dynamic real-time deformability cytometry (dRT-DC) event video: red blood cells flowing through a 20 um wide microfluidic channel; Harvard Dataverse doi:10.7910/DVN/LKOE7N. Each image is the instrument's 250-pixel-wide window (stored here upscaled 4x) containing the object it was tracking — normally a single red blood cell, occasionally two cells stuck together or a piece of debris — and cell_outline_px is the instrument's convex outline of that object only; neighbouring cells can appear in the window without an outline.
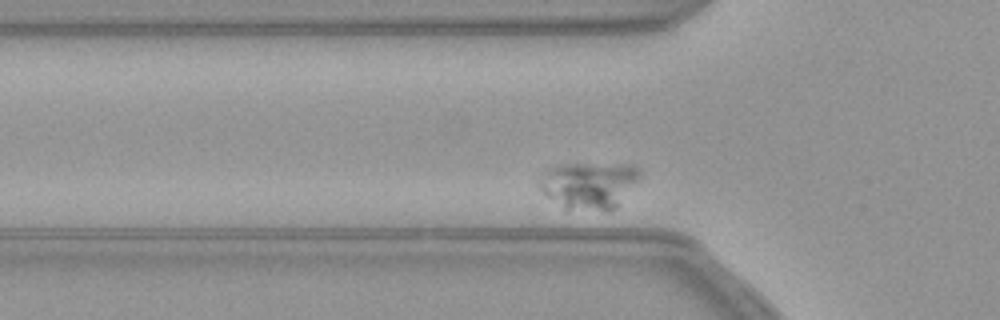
{"species": "common noctule bat (a hibernating species)", "species_latin": "Nyctalus noctula", "temperature_condition": "warm", "stored_images_in_passage": 40, "camera_frame_rate_fps": 3000, "um_per_image_px": 0.085, "animal": {"sex": "female", "body_mass_g": 21.9}, "frame": {"image": 1, "passage_image": 6, "time_ms": 1.667, "image_size_px": [1000, 320], "cell_outline_px": [[640, 180], [616, 208], [564, 208], [548, 196], [540, 188], [540, 184], [544, 172], [548, 168], [560, 164], [632, 164], [640, 168]], "centroid_in_image_um": [50.13, 15.68], "position_along_channel_um": 75.7, "area_um2": 26.88}}
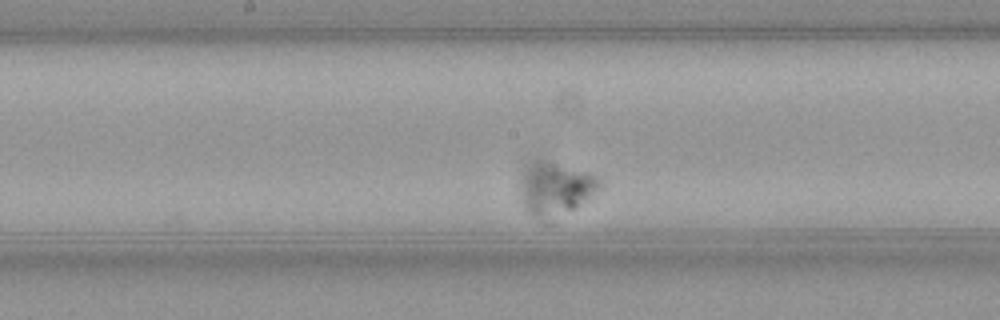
{"frame": {"image": 2, "passage_image": 18, "time_ms": 5.667, "image_size_px": [1000, 320], "cell_outline_px": [[604, 184], [600, 188], [572, 208], [540, 212], [528, 212], [524, 204], [520, 180], [524, 164], [536, 156], [540, 156], [596, 176], [604, 180]], "centroid_in_image_um": [47.18, 15.76], "position_along_channel_um": 201.0, "area_um2": 23.12}}
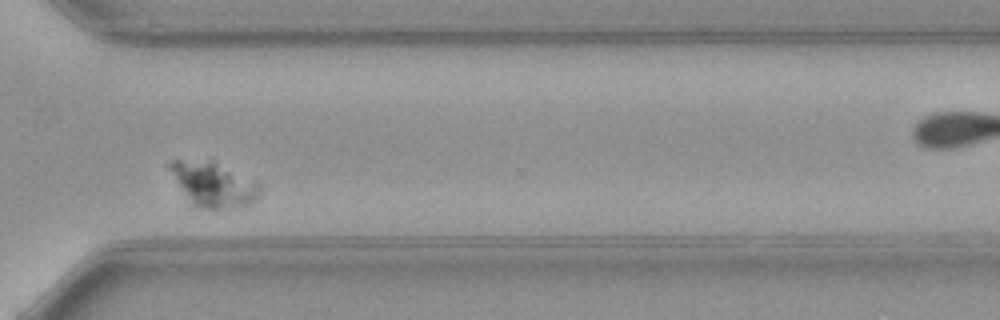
{"frame": {"image": 3, "passage_image": 32, "time_ms": 10.333, "image_size_px": [1000, 320], "cell_outline_px": [[260, 192], [256, 200], [248, 204], [224, 208], [196, 208], [192, 204], [180, 188], [168, 164], [172, 160], [212, 160], [260, 184]], "centroid_in_image_um": [18.13, 15.67], "position_along_channel_um": 352.5, "area_um2": 22.77}}